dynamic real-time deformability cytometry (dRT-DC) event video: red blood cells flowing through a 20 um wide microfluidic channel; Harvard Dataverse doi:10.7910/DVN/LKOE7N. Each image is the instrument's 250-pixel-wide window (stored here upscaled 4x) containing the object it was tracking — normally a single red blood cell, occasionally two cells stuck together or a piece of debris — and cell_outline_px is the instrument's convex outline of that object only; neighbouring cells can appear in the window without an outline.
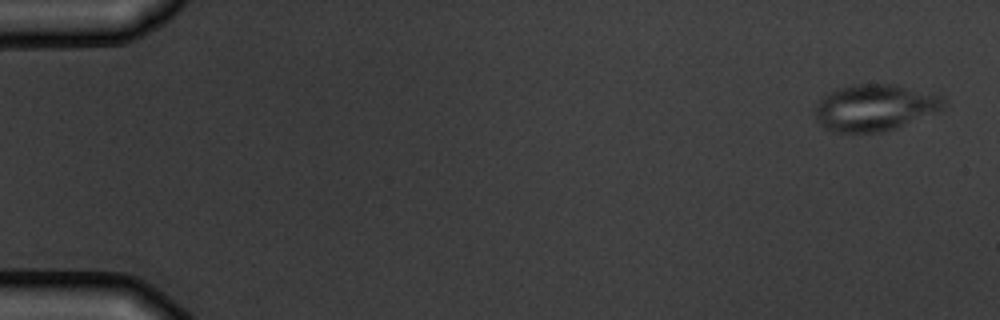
{"species": "common noctule bat (a hibernating species)", "species_latin": "Nyctalus noctula", "temperature_condition": "warm", "stored_images_in_passage": 4, "camera_frame_rate_fps": 3000, "um_per_image_px": 0.085, "animal": {"sex": "male", "body_mass_g": 19.5, "forearm_length_mm": 54.6}, "frame": {"image": 1, "passage_image": 1, "time_ms": 0.0, "image_size_px": [1000, 320], "cell_outline_px": [[944, 104], [936, 112], [904, 124], [880, 132], [836, 132], [824, 128], [816, 120], [816, 104], [824, 96], [840, 88], [852, 84], [896, 84], [944, 96]], "centroid_in_image_um": [74.34, 9.13], "position_along_channel_um": 10.7, "area_um2": 34.33}}